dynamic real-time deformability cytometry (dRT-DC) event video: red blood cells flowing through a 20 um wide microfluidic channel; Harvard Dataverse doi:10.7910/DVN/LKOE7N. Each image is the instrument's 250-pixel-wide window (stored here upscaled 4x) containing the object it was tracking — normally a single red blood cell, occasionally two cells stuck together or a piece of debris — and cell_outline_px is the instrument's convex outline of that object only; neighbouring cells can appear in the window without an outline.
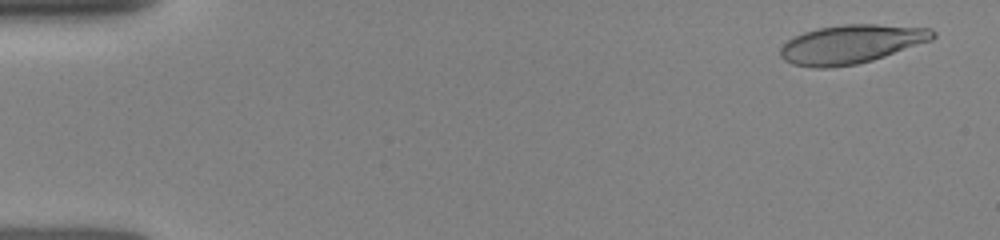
{"species": "human", "species_latin": "Homo sapiens", "temperature_condition": "room temperature", "stored_images_in_passage": 4, "camera_frame_rate_fps": 3000, "um_per_image_px": 0.085, "donor": {"sex": "female"}, "frame": {"image": 1, "passage_image": 1, "time_ms": 0.0, "image_size_px": [1000, 240], "cell_outline_px": [[936, 36], [932, 40], [872, 60], [856, 64], [828, 68], [816, 68], [792, 64], [784, 60], [780, 56], [780, 48], [788, 40], [804, 32], [816, 28], [844, 24], [876, 24], [932, 28], [936, 32]], "centroid_in_image_um": [72.36, 3.75], "position_along_channel_um": 12.6, "area_um2": 34.39}}
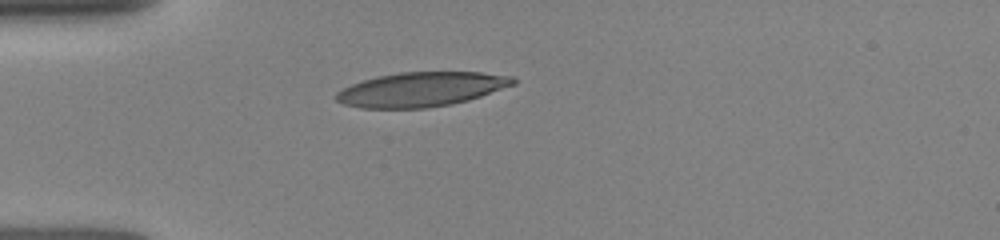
{"frame": {"image": 2, "passage_image": 4, "time_ms": 3.667, "image_size_px": [1000, 240], "cell_outline_px": [[516, 84], [468, 100], [452, 104], [424, 108], [360, 108], [344, 104], [336, 100], [336, 92], [352, 84], [376, 76], [400, 72], [480, 72], [512, 76], [516, 80]], "centroid_in_image_um": [35.81, 7.59], "position_along_channel_um": 49.2, "area_um2": 35.37}}